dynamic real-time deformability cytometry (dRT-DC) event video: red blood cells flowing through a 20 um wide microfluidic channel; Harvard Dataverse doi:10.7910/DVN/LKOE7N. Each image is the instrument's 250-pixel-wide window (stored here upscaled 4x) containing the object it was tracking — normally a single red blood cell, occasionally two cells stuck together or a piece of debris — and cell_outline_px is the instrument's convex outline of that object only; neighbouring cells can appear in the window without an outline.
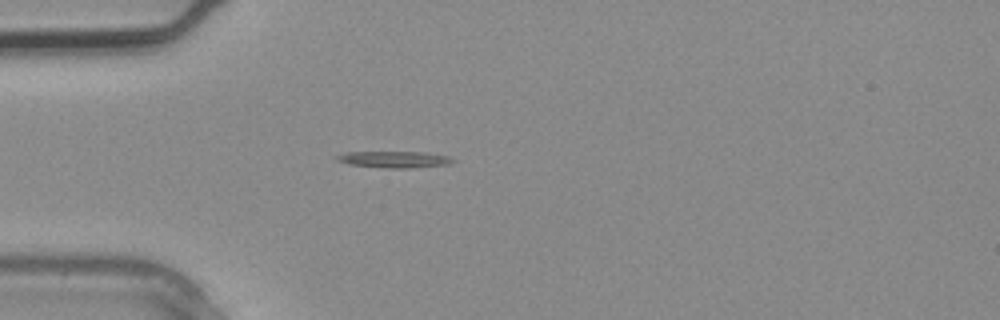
{"species": "common noctule bat (a hibernating species)", "species_latin": "Nyctalus noctula", "temperature_condition": "warm", "stored_images_in_passage": 1, "camera_frame_rate_fps": 3000, "um_per_image_px": 0.085, "animal": {"sex": "male", "body_mass_g": 20.4}, "frame": {"image": 1, "passage_image": 1, "time_ms": 0.0, "image_size_px": [1000, 320], "cell_outline_px": [[456, 160], [448, 164], [412, 168], [392, 168], [348, 164], [336, 160], [336, 156], [348, 152], [424, 152], [448, 156]], "centroid_in_image_um": [33.54, 13.55], "position_along_channel_um": 51.5, "area_um2": 10.98}}